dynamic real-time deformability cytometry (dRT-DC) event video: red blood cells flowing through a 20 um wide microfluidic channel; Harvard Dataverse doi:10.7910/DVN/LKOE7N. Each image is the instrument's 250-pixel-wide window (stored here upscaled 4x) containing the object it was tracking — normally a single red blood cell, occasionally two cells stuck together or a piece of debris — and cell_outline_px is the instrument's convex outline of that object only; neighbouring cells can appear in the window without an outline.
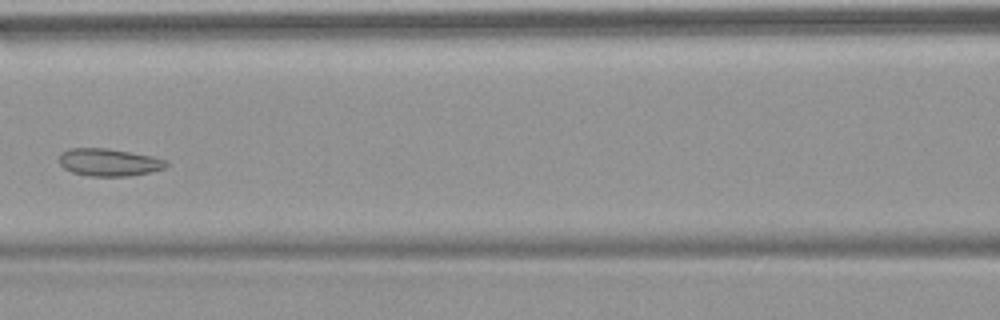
{"species": "common noctule bat (a hibernating species)", "species_latin": "Nyctalus noctula", "temperature_condition": "warm", "stored_images_in_passage": 7, "camera_frame_rate_fps": 3000, "um_per_image_px": 0.085, "animal": {"sex": "female", "body_mass_g": 18.4}, "frame": {"image": 1, "passage_image": 7, "time_ms": 7.333, "image_size_px": [1000, 320], "cell_outline_px": [[168, 164], [164, 168], [148, 172], [128, 176], [88, 176], [72, 172], [64, 168], [60, 164], [60, 152], [68, 148], [108, 148], [152, 156], [168, 160]], "centroid_in_image_um": [9.24, 13.79], "position_along_channel_um": 157.4, "area_um2": 17.17}}